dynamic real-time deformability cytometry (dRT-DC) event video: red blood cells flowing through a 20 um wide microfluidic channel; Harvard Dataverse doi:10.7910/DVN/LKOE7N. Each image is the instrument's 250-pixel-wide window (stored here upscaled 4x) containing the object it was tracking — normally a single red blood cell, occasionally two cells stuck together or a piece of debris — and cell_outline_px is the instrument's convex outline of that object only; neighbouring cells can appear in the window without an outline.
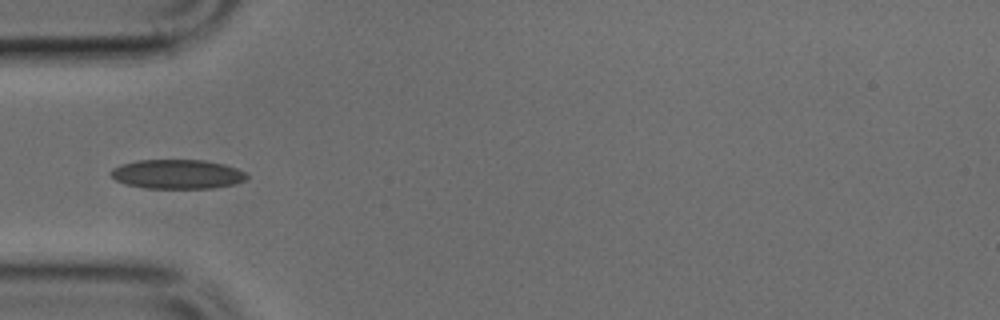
{"species": "common noctule bat (a hibernating species)", "species_latin": "Nyctalus noctula", "temperature_condition": "cold", "stored_images_in_passage": 49, "camera_frame_rate_fps": 3000, "um_per_image_px": 0.085, "animal": {"sex": "male", "body_mass_g": 17.9, "forearm_length_mm": 54.2}, "frame": {"image": 1, "passage_image": 15, "time_ms": 4.667, "image_size_px": [1000, 320], "cell_outline_px": [[248, 176], [244, 180], [236, 184], [212, 188], [148, 188], [124, 184], [116, 180], [108, 172], [112, 168], [120, 164], [136, 160], [204, 160], [224, 164], [236, 168], [244, 172]], "centroid_in_image_um": [15.04, 14.8], "position_along_channel_um": 70.0, "area_um2": 23.29}}
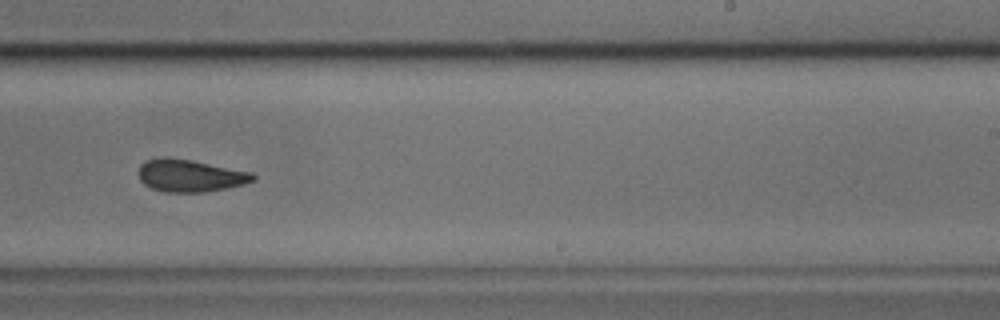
{"frame": {"image": 2, "passage_image": 30, "time_ms": 9.667, "image_size_px": [1000, 320], "cell_outline_px": [[256, 180], [244, 184], [228, 188], [204, 192], [164, 192], [152, 188], [144, 184], [140, 180], [140, 164], [144, 160], [192, 160], [252, 172], [256, 176]], "centroid_in_image_um": [16.24, 14.97], "position_along_channel_um": 272.8, "area_um2": 21.04}}
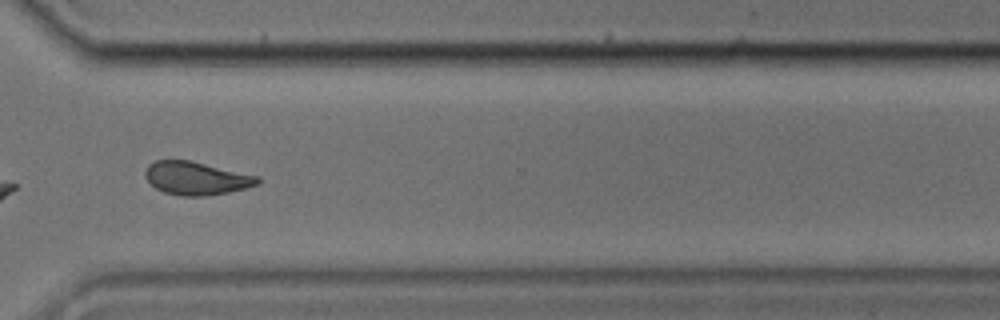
{"frame": {"image": 3, "passage_image": 36, "time_ms": 11.667, "image_size_px": [1000, 320], "cell_outline_px": [[260, 184], [228, 192], [204, 196], [180, 196], [164, 192], [156, 188], [144, 176], [144, 172], [148, 164], [156, 160], [192, 160], [260, 176]], "centroid_in_image_um": [16.7, 15.14], "position_along_channel_um": 353.9, "area_um2": 21.91}}